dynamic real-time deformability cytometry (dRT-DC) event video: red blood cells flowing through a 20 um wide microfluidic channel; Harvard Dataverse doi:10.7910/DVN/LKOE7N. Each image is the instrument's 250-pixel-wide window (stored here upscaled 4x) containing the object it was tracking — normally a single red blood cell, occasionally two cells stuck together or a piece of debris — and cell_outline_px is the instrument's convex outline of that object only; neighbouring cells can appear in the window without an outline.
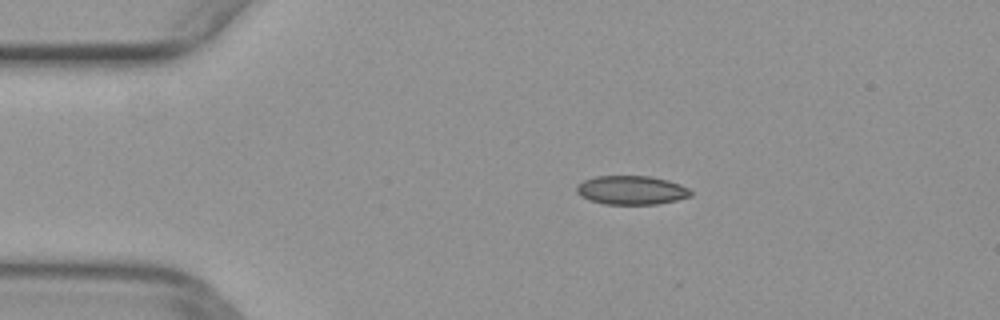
{"species": "common noctule bat (a hibernating species)", "species_latin": "Nyctalus noctula", "temperature_condition": "warm", "stored_images_in_passage": 44, "camera_frame_rate_fps": 3000, "um_per_image_px": 0.085, "animal": {"sex": "female", "body_mass_g": 29.2, "forearm_length_mm": 56.3}, "frame": {"image": 1, "passage_image": 3, "time_ms": 0.667, "image_size_px": [1000, 320], "cell_outline_px": [[692, 196], [676, 200], [656, 204], [604, 204], [588, 200], [580, 196], [576, 192], [576, 184], [584, 180], [596, 176], [652, 176], [668, 180], [680, 184], [688, 188], [692, 192]], "centroid_in_image_um": [53.65, 16.16], "position_along_channel_um": 31.4, "area_um2": 19.36}}
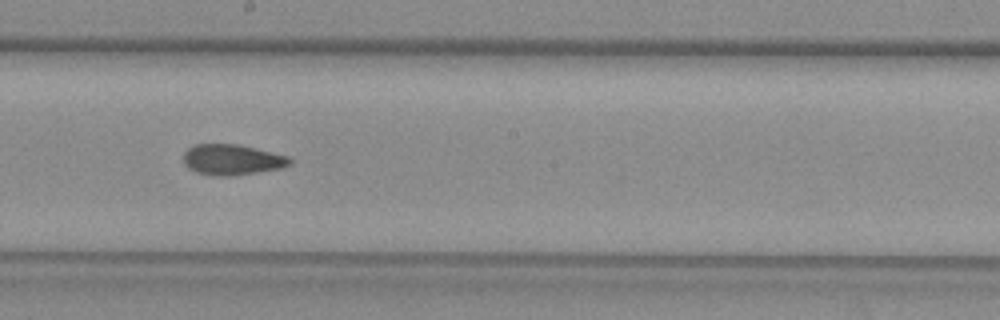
{"frame": {"image": 2, "passage_image": 21, "time_ms": 6.667, "image_size_px": [1000, 320], "cell_outline_px": [[292, 164], [284, 168], [232, 176], [216, 176], [196, 172], [188, 168], [184, 164], [184, 152], [188, 148], [196, 144], [236, 144], [256, 148], [288, 156], [292, 160]], "centroid_in_image_um": [19.75, 13.58], "position_along_channel_um": 228.5, "area_um2": 19.13}}
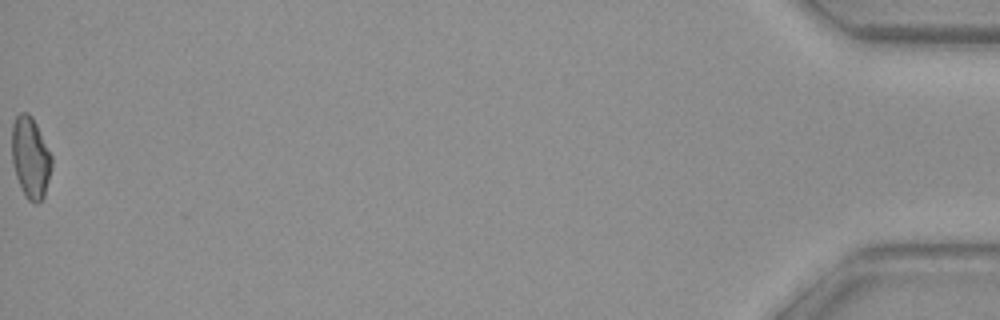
{"frame": {"image": 3, "passage_image": 44, "time_ms": 14.333, "image_size_px": [1000, 320], "cell_outline_px": [[52, 168], [44, 196], [36, 204], [32, 204], [24, 196], [20, 188], [12, 164], [12, 124], [16, 116], [20, 112], [28, 112], [32, 116], [52, 156]], "centroid_in_image_um": [2.58, 13.41], "position_along_channel_um": 432.6, "area_um2": 19.07}}